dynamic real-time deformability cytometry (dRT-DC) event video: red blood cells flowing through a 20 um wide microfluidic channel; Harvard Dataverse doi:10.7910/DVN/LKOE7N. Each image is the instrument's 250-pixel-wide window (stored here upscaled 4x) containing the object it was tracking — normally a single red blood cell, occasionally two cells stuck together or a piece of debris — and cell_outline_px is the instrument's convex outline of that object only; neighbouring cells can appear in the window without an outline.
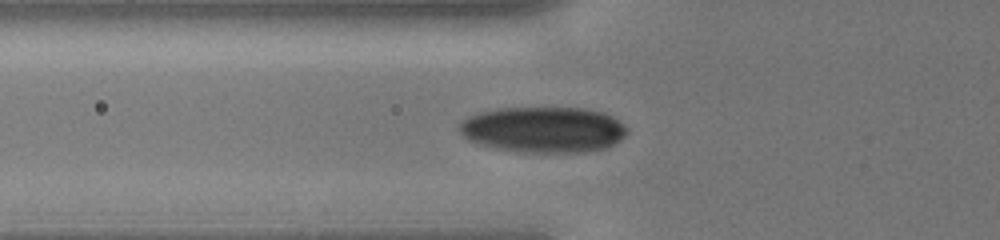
{"species": "human", "species_latin": "Homo sapiens", "temperature_condition": "cold", "stored_images_in_passage": 29, "camera_frame_rate_fps": 3000, "um_per_image_px": 0.085, "donor": {"sex": "male"}, "frame": {"image": 1, "passage_image": 2, "time_ms": 0.333, "image_size_px": [1000, 240], "cell_outline_px": [[628, 132], [616, 144], [592, 152], [528, 152], [492, 148], [476, 144], [468, 140], [456, 128], [468, 116], [476, 112], [496, 108], [584, 108], [604, 112], [612, 116], [624, 124], [628, 128]], "centroid_in_image_um": [46.18, 11.02], "position_along_channel_um": 79.6, "area_um2": 45.37}}
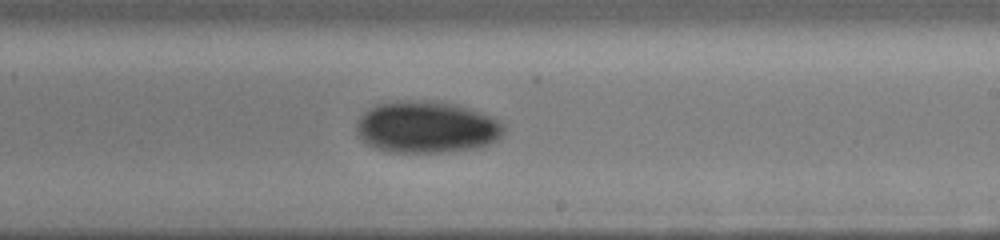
{"frame": {"image": 2, "passage_image": 13, "time_ms": 4.0, "image_size_px": [1000, 240], "cell_outline_px": [[504, 132], [500, 140], [476, 148], [444, 152], [388, 152], [372, 148], [360, 140], [356, 132], [356, 120], [368, 108], [376, 104], [396, 100], [432, 100], [456, 104], [484, 112], [500, 120], [504, 124]], "centroid_in_image_um": [36.25, 10.79], "position_along_channel_um": 252.8, "area_um2": 45.6}}
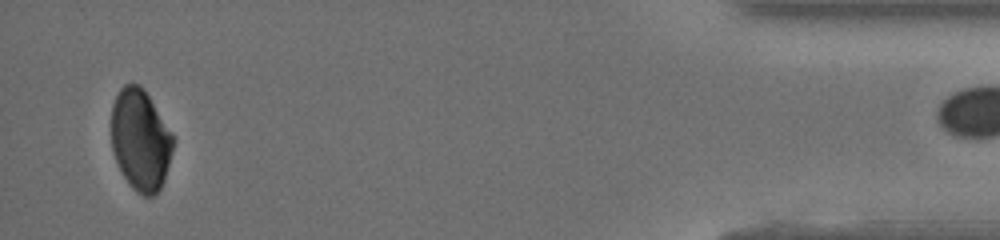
{"frame": {"image": 3, "passage_image": 28, "time_ms": 9.0, "image_size_px": [1000, 240], "cell_outline_px": [[176, 140], [164, 180], [160, 188], [152, 196], [144, 196], [136, 192], [132, 188], [124, 176], [112, 152], [112, 104], [120, 88], [124, 84], [140, 84], [144, 88], [172, 132]], "centroid_in_image_um": [11.96, 11.87], "position_along_channel_um": 423.2, "area_um2": 36.65}}